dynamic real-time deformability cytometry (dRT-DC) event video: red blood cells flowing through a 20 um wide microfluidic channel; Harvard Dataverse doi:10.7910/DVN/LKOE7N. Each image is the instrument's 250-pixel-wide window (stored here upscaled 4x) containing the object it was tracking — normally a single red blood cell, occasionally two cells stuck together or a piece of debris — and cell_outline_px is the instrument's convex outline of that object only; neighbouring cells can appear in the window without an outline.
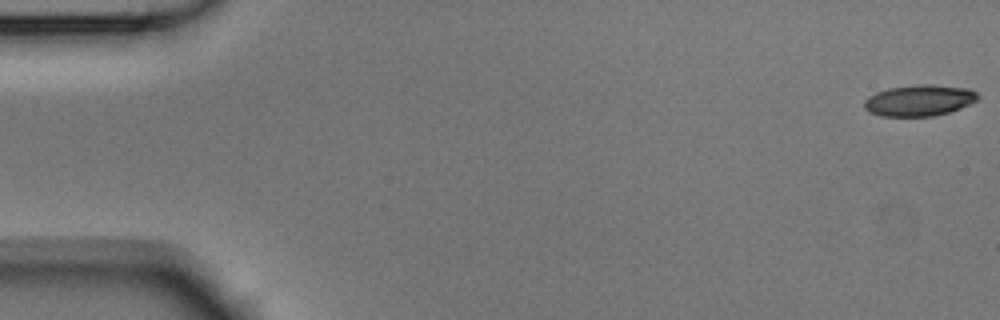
{"species": "Egyptian fruit bat (a non-hibernating species)", "species_latin": "Rousettus aegyptiacus", "temperature_condition": "room temperature", "stored_images_in_passage": 54, "camera_frame_rate_fps": 3000, "um_per_image_px": 0.085, "animal": {"sex": "male"}, "frame": {"image": 1, "passage_image": 1, "time_ms": 0.0, "image_size_px": [1000, 320], "cell_outline_px": [[980, 96], [976, 100], [960, 108], [948, 112], [932, 116], [880, 116], [868, 112], [864, 108], [864, 100], [868, 96], [876, 92], [888, 88], [920, 84], [932, 84], [968, 88], [976, 92]], "centroid_in_image_um": [78.1, 8.53], "position_along_channel_um": 6.9, "area_um2": 20.69}}
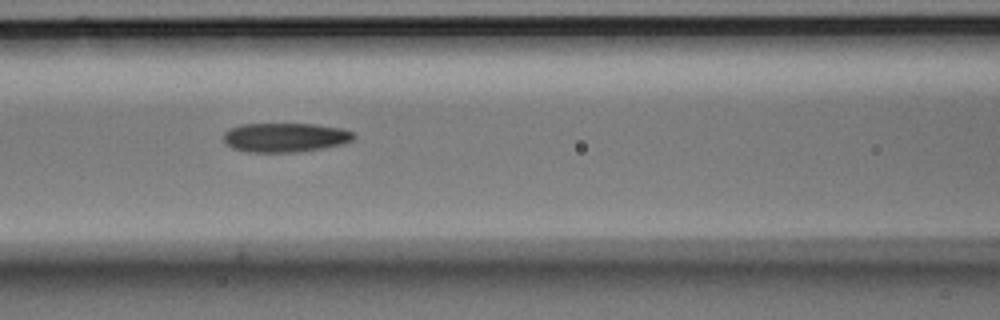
{"frame": {"image": 2, "passage_image": 23, "time_ms": 7.333, "image_size_px": [1000, 320], "cell_outline_px": [[356, 136], [352, 140], [344, 144], [324, 148], [296, 152], [248, 152], [232, 148], [224, 140], [224, 132], [228, 128], [240, 124], [312, 124], [344, 128], [352, 132]], "centroid_in_image_um": [24.25, 11.68], "position_along_channel_um": 142.4, "area_um2": 22.31}}
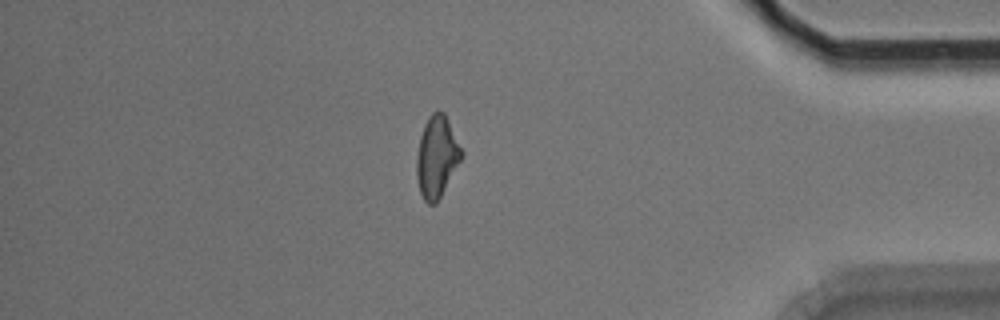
{"frame": {"image": 3, "passage_image": 46, "time_ms": 15.0, "image_size_px": [1000, 320], "cell_outline_px": [[464, 156], [436, 204], [428, 204], [424, 200], [420, 192], [416, 176], [416, 156], [420, 136], [424, 124], [428, 116], [432, 112], [444, 112], [464, 152]], "centroid_in_image_um": [37.13, 13.33], "position_along_channel_um": 398.1, "area_um2": 21.5}, "authors_computed_cell_mechanics": {"area_um2": 21.5594, "velocity_mm_per_s": 3.7729, "shape_relaxation_time_tau1_ms": 8.9686, "shape_relaxation_time_tau2_ms": 4.9584, "deformation_change_tau1": 0.185, "deformation_change_tau2": 0.1345}}